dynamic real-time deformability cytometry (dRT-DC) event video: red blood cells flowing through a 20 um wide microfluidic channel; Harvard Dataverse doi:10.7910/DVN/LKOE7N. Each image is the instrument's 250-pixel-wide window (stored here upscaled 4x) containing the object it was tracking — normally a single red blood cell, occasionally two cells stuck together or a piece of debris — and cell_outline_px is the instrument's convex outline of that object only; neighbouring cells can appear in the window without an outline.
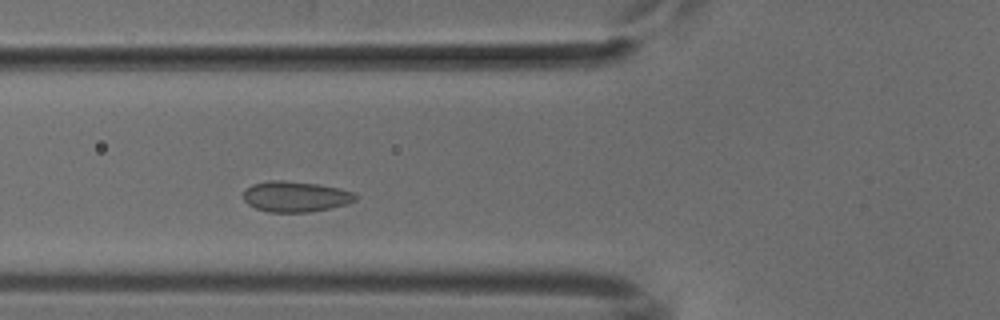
{"species": "common noctule bat (a hibernating species)", "species_latin": "Nyctalus noctula", "temperature_condition": "cold", "stored_images_in_passage": 44, "camera_frame_rate_fps": 3000, "um_per_image_px": 0.085, "animal": {"sex": "male", "body_mass_g": 18.8}, "frame": {"image": 1, "passage_image": 11, "time_ms": 3.333, "image_size_px": [1000, 320], "cell_outline_px": [[356, 200], [348, 204], [308, 212], [268, 212], [256, 208], [248, 204], [244, 200], [244, 192], [252, 184], [268, 180], [284, 180], [316, 184], [340, 188], [352, 192], [356, 196]], "centroid_in_image_um": [25.11, 16.7], "position_along_channel_um": 100.7, "area_um2": 19.88}}
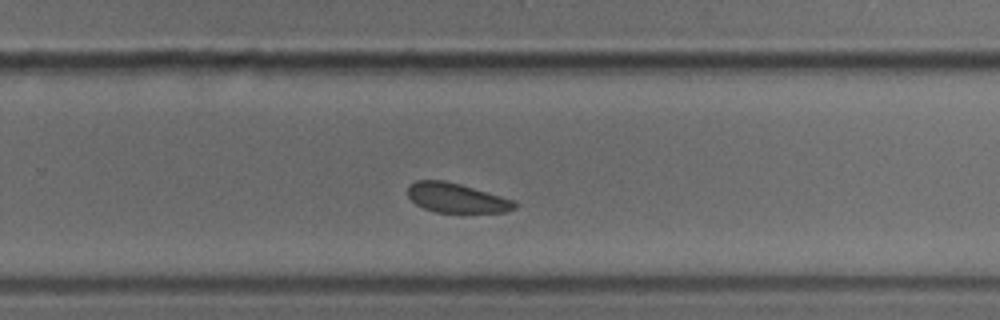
{"frame": {"image": 2, "passage_image": 26, "time_ms": 8.333, "image_size_px": [1000, 320], "cell_outline_px": [[516, 208], [504, 212], [436, 212], [424, 208], [416, 204], [408, 196], [408, 184], [416, 180], [444, 180], [460, 184], [516, 200]], "centroid_in_image_um": [38.8, 16.81], "position_along_channel_um": 291.0, "area_um2": 18.38}}
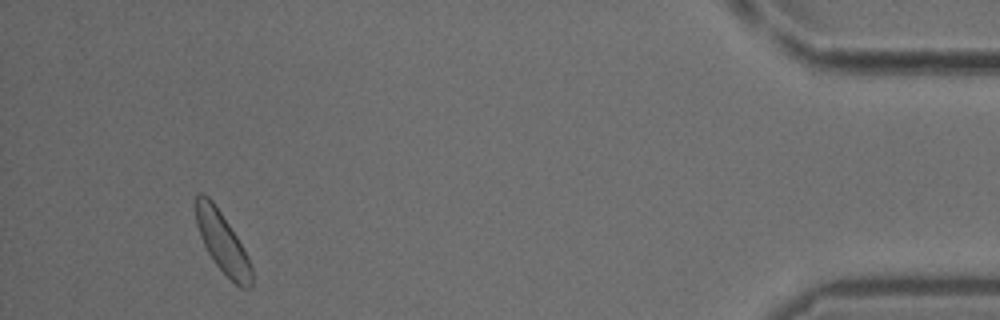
{"frame": {"image": 3, "passage_image": 41, "time_ms": 13.333, "image_size_px": [1000, 320], "cell_outline_px": [[252, 288], [240, 288], [216, 264], [208, 252], [200, 236], [196, 224], [196, 192], [204, 192], [212, 200], [236, 236], [252, 268]], "centroid_in_image_um": [18.88, 20.58], "position_along_channel_um": 416.3, "area_um2": 19.13}}